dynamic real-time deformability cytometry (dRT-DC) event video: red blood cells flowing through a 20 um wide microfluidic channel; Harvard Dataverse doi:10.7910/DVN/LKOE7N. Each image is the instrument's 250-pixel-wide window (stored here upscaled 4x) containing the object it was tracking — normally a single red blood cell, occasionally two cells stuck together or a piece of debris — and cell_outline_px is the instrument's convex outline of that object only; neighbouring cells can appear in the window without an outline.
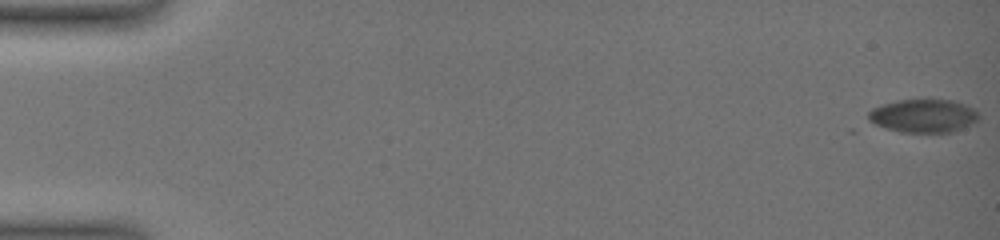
{"species": "common noctule bat (a hibernating species)", "species_latin": "Nyctalus noctula", "temperature_condition": "warm", "stored_images_in_passage": 10, "camera_frame_rate_fps": 3000, "um_per_image_px": 0.085, "animal": {"sex": "female", "body_mass_g": 19.0, "forearm_length_mm": 51.5}, "frame": {"image": 1, "passage_image": 1, "time_ms": 0.0, "image_size_px": [1000, 240], "cell_outline_px": [[980, 120], [952, 132], [900, 132], [876, 124], [868, 120], [868, 112], [872, 108], [896, 100], [952, 100], [964, 104], [972, 108], [980, 116]], "centroid_in_image_um": [78.5, 9.84], "position_along_channel_um": 6.5, "area_um2": 21.21}}
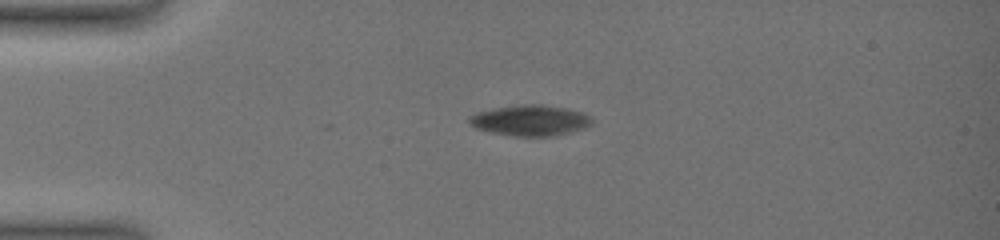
{"frame": {"image": 2, "passage_image": 6, "time_ms": 5.0, "image_size_px": [1000, 240], "cell_outline_px": [[592, 124], [584, 128], [572, 132], [556, 136], [512, 136], [492, 132], [476, 128], [468, 120], [468, 116], [476, 112], [496, 108], [524, 104], [544, 104], [568, 108], [584, 112], [592, 120]], "centroid_in_image_um": [45.1, 10.23], "position_along_channel_um": 39.9, "area_um2": 22.08}}
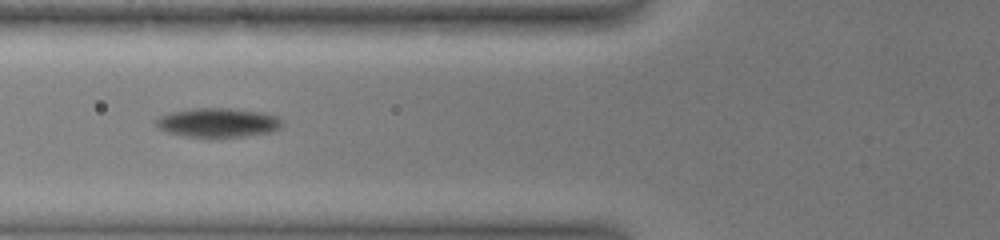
{"frame": {"image": 3, "passage_image": 9, "time_ms": 8.0, "image_size_px": [1000, 240], "cell_outline_px": [[284, 124], [280, 128], [272, 132], [220, 140], [208, 140], [184, 136], [168, 132], [160, 128], [156, 124], [156, 116], [172, 112], [196, 108], [228, 108], [264, 112], [280, 116], [284, 120]], "centroid_in_image_um": [18.59, 10.46], "position_along_channel_um": 107.2, "area_um2": 22.54}}